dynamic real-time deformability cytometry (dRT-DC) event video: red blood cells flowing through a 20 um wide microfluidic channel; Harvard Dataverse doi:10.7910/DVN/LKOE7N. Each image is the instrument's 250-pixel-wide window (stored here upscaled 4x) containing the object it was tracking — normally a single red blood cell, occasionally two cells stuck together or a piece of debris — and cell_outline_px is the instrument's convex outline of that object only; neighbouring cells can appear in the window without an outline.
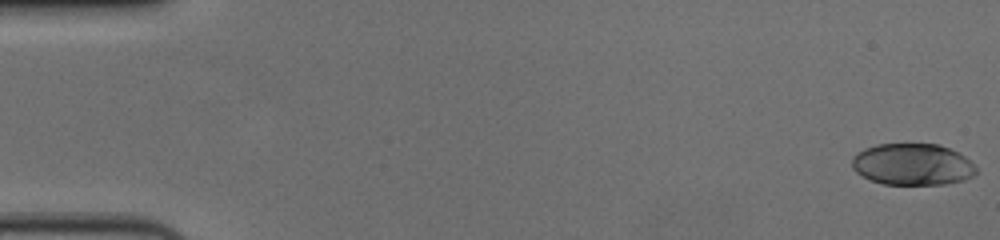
{"species": "human", "species_latin": "Homo sapiens", "temperature_condition": "cold", "stored_images_in_passage": 57, "camera_frame_rate_fps": 3000, "um_per_image_px": 0.085, "donor": {"sex": "female"}, "frame": {"image": 1, "passage_image": 1, "time_ms": 0.0, "image_size_px": [1000, 240], "cell_outline_px": [[976, 176], [964, 180], [944, 184], [884, 184], [872, 180], [856, 172], [852, 168], [852, 156], [864, 148], [876, 144], [940, 144], [964, 156], [976, 164]], "centroid_in_image_um": [77.58, 13.97], "position_along_channel_um": 7.4, "area_um2": 30.23}}
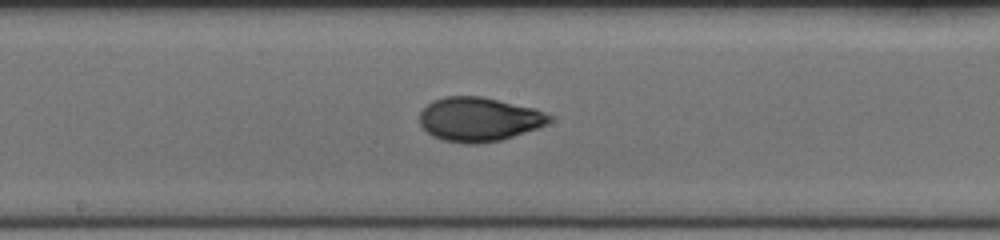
{"frame": {"image": 2, "passage_image": 31, "time_ms": 10.0, "image_size_px": [1000, 240], "cell_outline_px": [[552, 120], [548, 124], [500, 140], [476, 144], [468, 144], [444, 140], [432, 136], [420, 124], [420, 112], [432, 100], [444, 96], [484, 96], [536, 108], [552, 116]], "centroid_in_image_um": [40.72, 10.12], "position_along_channel_um": 207.5, "area_um2": 33.41}}
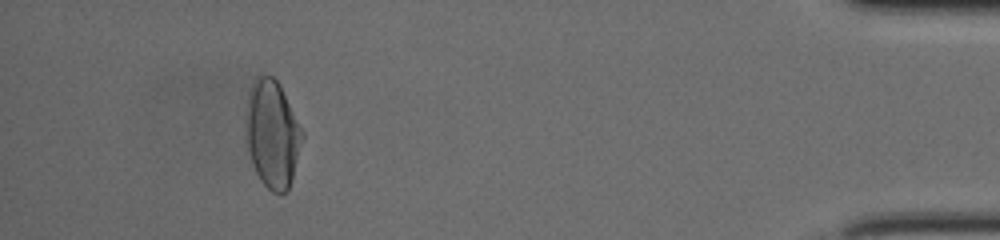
{"frame": {"image": 3, "passage_image": 53, "time_ms": 17.333, "image_size_px": [1000, 240], "cell_outline_px": [[304, 136], [292, 180], [288, 192], [280, 196], [272, 192], [260, 180], [252, 164], [248, 152], [244, 132], [248, 92], [252, 84], [260, 76], [272, 76], [280, 84], [304, 132]], "centroid_in_image_um": [23.15, 11.44], "position_along_channel_um": 412.1, "area_um2": 35.89}, "authors_computed_cell_mechanics": {"area_um2": 32.5992, "velocity_mm_per_s": 3.6309, "shape_relaxation_time_tau1_ms": 5.3322, "shape_relaxation_time_tau2_ms": 1.5041, "deformation_change_tau1": 0.2146, "deformation_change_tau2": 0.0519}}